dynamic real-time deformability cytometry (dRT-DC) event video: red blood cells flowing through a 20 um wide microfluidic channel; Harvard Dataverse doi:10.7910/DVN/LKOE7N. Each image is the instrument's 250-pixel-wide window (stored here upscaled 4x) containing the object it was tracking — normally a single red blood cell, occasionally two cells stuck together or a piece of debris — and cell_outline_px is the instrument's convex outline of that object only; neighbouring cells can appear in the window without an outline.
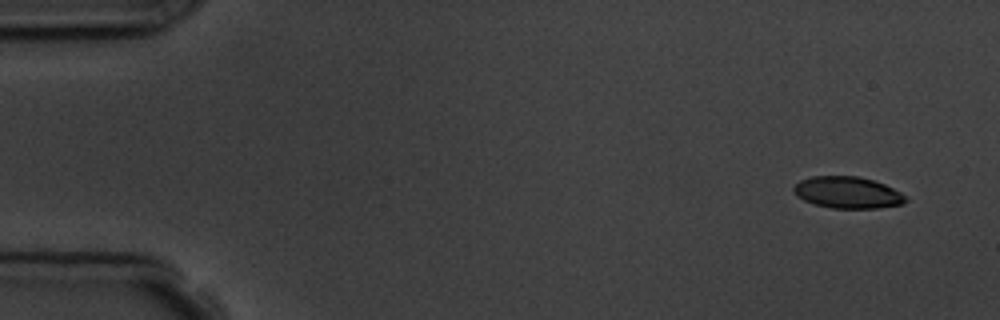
{"species": "common noctule bat (a hibernating species)", "species_latin": "Nyctalus noctula", "temperature_condition": "room temperature", "stored_images_in_passage": 4, "camera_frame_rate_fps": 3000, "um_per_image_px": 0.085, "animal": {"sex": "male", "body_mass_g": 19.5, "forearm_length_mm": 54.6}, "frame": {"image": 1, "passage_image": 1, "time_ms": 0.0, "image_size_px": [1000, 320], "cell_outline_px": [[908, 200], [900, 204], [876, 208], [832, 208], [816, 204], [804, 200], [796, 196], [792, 188], [800, 180], [812, 176], [856, 176], [872, 180], [884, 184], [900, 192]], "centroid_in_image_um": [72.01, 16.36], "position_along_channel_um": 13.0, "area_um2": 20.4}}
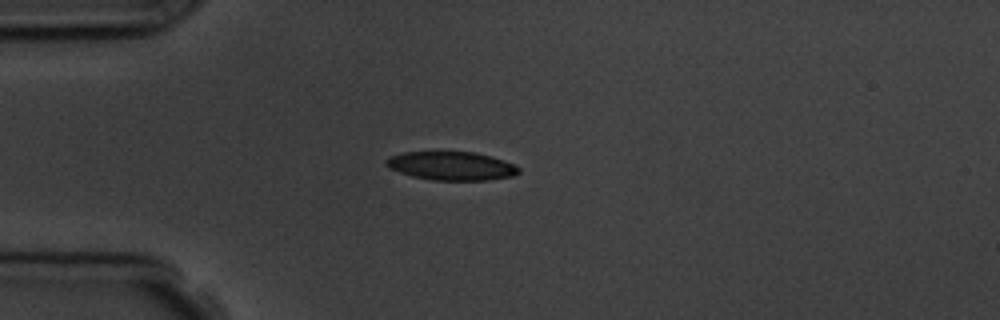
{"frame": {"image": 2, "passage_image": 4, "time_ms": 3.667, "image_size_px": [1000, 320], "cell_outline_px": [[520, 172], [512, 176], [488, 180], [432, 180], [412, 176], [388, 168], [384, 164], [384, 160], [388, 156], [404, 152], [476, 152], [504, 160], [520, 168]], "centroid_in_image_um": [38.33, 14.1], "position_along_channel_um": 46.7, "area_um2": 22.14}}